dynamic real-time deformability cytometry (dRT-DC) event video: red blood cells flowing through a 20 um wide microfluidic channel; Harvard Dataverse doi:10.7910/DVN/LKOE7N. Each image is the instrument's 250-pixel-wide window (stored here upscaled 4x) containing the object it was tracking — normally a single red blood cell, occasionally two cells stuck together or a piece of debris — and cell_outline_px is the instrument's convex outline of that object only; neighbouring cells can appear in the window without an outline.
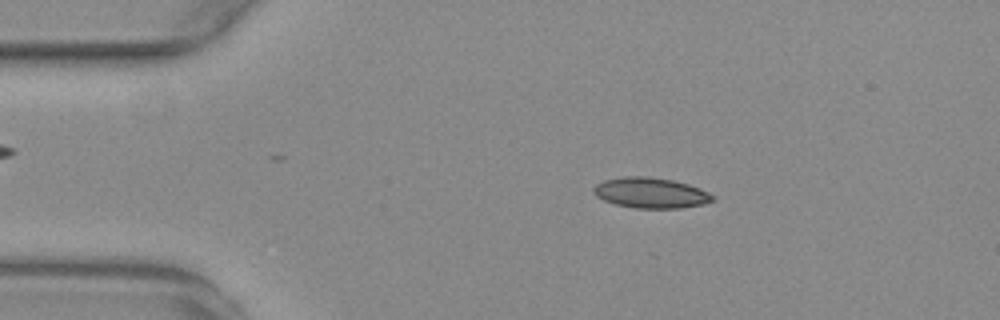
{"species": "common noctule bat (a hibernating species)", "species_latin": "Nyctalus noctula", "temperature_condition": "warm", "stored_images_in_passage": 53, "camera_frame_rate_fps": 3000, "um_per_image_px": 0.085, "animal": {"sex": "female", "body_mass_g": 29.2, "forearm_length_mm": 56.3}, "frame": {"image": 1, "passage_image": 9, "time_ms": 2.667, "image_size_px": [1000, 320], "cell_outline_px": [[716, 200], [704, 204], [680, 208], [636, 208], [616, 204], [604, 200], [596, 196], [592, 192], [592, 188], [596, 184], [604, 180], [624, 176], [648, 176], [672, 180], [688, 184], [700, 188], [716, 196]], "centroid_in_image_um": [55.33, 16.39], "position_along_channel_um": 29.7, "area_um2": 21.33}}
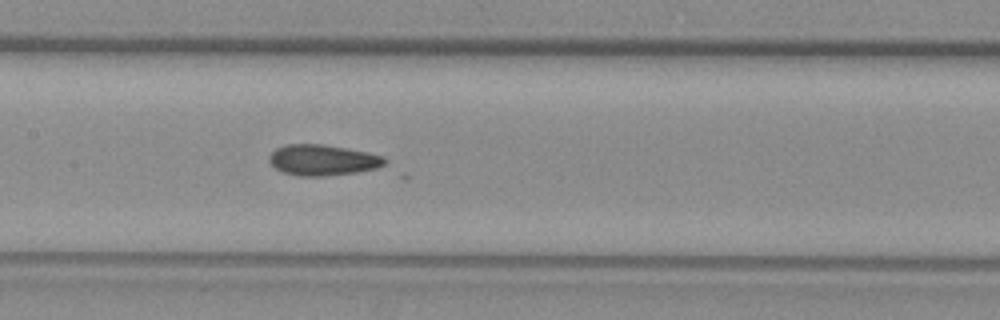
{"frame": {"image": 2, "passage_image": 25, "time_ms": 8.0, "image_size_px": [1000, 320], "cell_outline_px": [[388, 160], [384, 164], [376, 168], [356, 172], [324, 176], [296, 176], [280, 172], [268, 160], [268, 156], [276, 148], [288, 144], [324, 144], [368, 152], [384, 156]], "centroid_in_image_um": [27.41, 13.6], "position_along_channel_um": 180.0, "area_um2": 20.87}}
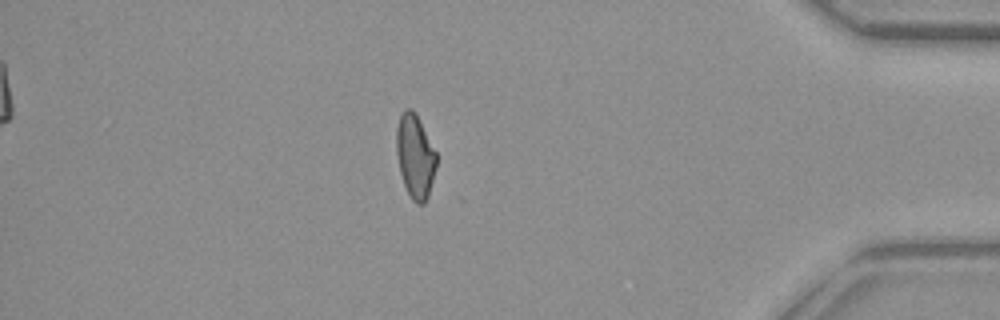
{"frame": {"image": 3, "passage_image": 46, "time_ms": 15.0, "image_size_px": [1000, 320], "cell_outline_px": [[436, 168], [428, 196], [424, 204], [416, 204], [412, 200], [404, 184], [400, 172], [396, 152], [396, 128], [400, 116], [404, 108], [412, 108], [416, 112], [436, 152]], "centroid_in_image_um": [35.28, 13.26], "position_along_channel_um": 399.9, "area_um2": 19.59}}